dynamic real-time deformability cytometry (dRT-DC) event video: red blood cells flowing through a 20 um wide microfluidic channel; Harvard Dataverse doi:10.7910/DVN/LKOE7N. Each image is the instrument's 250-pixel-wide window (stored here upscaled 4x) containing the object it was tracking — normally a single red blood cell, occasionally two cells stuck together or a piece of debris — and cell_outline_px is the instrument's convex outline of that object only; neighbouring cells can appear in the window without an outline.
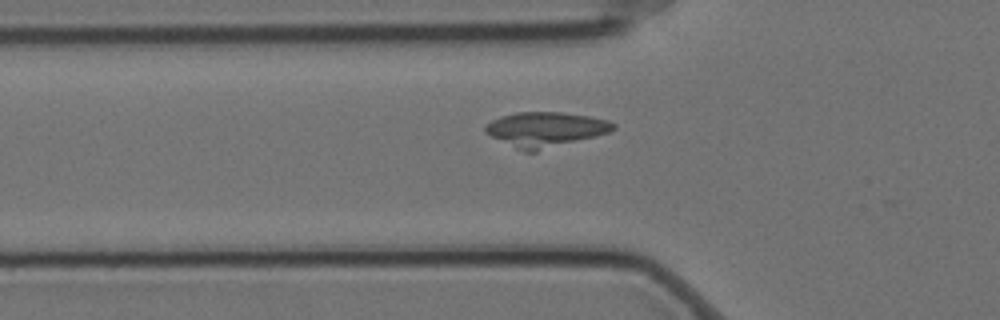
{"species": "Egyptian fruit bat (a non-hibernating species)", "species_latin": "Rousettus aegyptiacus", "temperature_condition": "cold", "stored_images_in_passage": 6, "segment_of_instrument_passage": [2, 2], "camera_frame_rate_fps": 3000, "um_per_image_px": 0.085, "animal": {"sex": "female"}, "frame": {"image": 1, "passage_image": 6, "time_ms": 1.667, "image_size_px": [1000, 320], "cell_outline_px": [[616, 128], [608, 132], [596, 136], [536, 152], [524, 152], [484, 132], [484, 124], [500, 116], [516, 112], [560, 112], [588, 116], [608, 120], [616, 124]], "centroid_in_image_um": [46.35, 11.0], "position_along_channel_um": 79.5, "area_um2": 25.95}}